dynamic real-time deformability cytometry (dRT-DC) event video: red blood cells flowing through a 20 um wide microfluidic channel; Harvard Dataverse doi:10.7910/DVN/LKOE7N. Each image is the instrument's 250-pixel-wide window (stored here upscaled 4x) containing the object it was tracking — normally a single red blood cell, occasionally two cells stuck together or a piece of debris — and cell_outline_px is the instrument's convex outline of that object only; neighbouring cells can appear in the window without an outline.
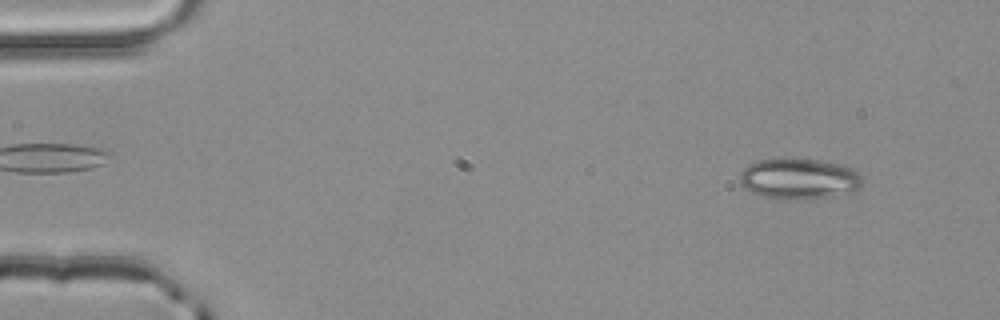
{"species": "common noctule bat (a hibernating species)", "species_latin": "Nyctalus noctula", "temperature_condition": "room temperature", "stored_images_in_passage": 3, "camera_frame_rate_fps": 3000, "um_per_image_px": 0.085, "animal": {"sex": "male", "body_mass_g": 20.4}, "frame": {"image": 1, "passage_image": 1, "time_ms": 0.0, "image_size_px": [1000, 320], "cell_outline_px": [[860, 188], [852, 192], [828, 196], [764, 196], [752, 192], [744, 188], [740, 180], [740, 172], [748, 164], [756, 160], [784, 156], [792, 156], [820, 160], [840, 164], [852, 168], [860, 176]], "centroid_in_image_um": [67.87, 15.09], "position_along_channel_um": 17.1, "area_um2": 28.61}}